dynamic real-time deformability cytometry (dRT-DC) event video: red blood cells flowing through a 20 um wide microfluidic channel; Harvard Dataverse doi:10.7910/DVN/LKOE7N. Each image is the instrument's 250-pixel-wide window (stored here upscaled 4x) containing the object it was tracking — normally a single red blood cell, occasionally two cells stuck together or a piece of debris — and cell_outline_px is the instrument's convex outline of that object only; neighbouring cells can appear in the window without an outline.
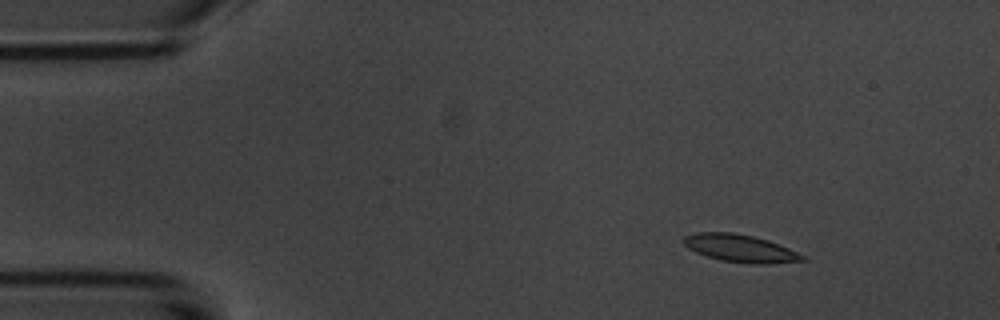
{"species": "common noctule bat (a hibernating species)", "species_latin": "Nyctalus noctula", "temperature_condition": "room temperature", "stored_images_in_passage": 7, "camera_frame_rate_fps": 3000, "um_per_image_px": 0.085, "animal": {"sex": "male", "body_mass_g": 20.1, "forearm_length_mm": 53.5}, "frame": {"image": 1, "passage_image": 2, "time_ms": 1.333, "image_size_px": [1000, 320], "cell_outline_px": [[808, 260], [768, 264], [752, 264], [720, 260], [696, 252], [688, 248], [680, 240], [684, 236], [696, 232], [732, 232], [752, 236], [768, 240], [788, 248], [804, 256]], "centroid_in_image_um": [62.89, 21.1], "position_along_channel_um": 22.1, "area_um2": 19.07}}
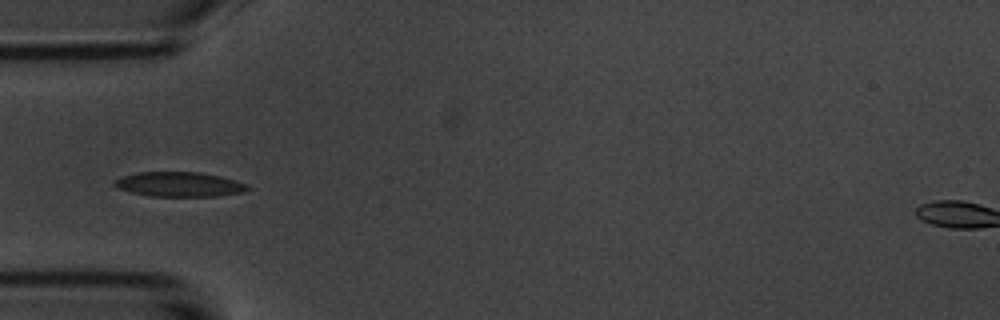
{"frame": {"image": 2, "passage_image": 5, "time_ms": 4.667, "image_size_px": [1000, 320], "cell_outline_px": [[252, 188], [244, 192], [216, 196], [152, 196], [132, 192], [116, 188], [112, 184], [112, 180], [120, 176], [136, 172], [200, 172], [220, 176], [236, 180]], "centroid_in_image_um": [15.19, 15.66], "position_along_channel_um": 69.8, "area_um2": 19.31}}
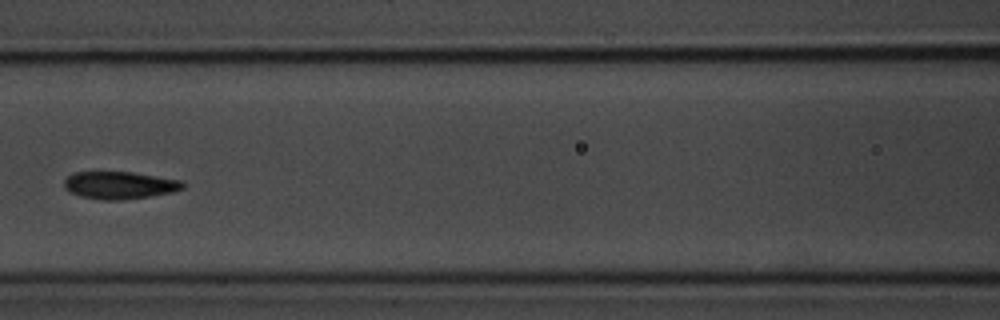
{"frame": {"image": 3, "passage_image": 7, "time_ms": 7.0, "image_size_px": [1000, 320], "cell_outline_px": [[184, 188], [172, 192], [148, 196], [120, 200], [100, 200], [80, 196], [64, 188], [64, 180], [72, 172], [132, 172], [180, 180], [184, 184]], "centroid_in_image_um": [10.13, 15.74], "position_along_channel_um": 156.5, "area_um2": 18.84}}